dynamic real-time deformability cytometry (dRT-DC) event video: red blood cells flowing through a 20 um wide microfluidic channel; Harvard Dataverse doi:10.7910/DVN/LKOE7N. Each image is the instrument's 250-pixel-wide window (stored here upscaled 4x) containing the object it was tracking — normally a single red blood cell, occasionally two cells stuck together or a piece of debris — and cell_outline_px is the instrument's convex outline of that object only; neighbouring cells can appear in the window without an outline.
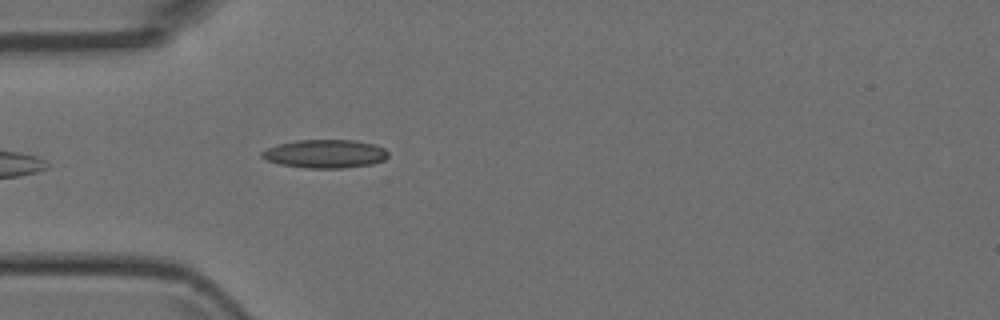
{"species": "Egyptian fruit bat (a non-hibernating species)", "species_latin": "Rousettus aegyptiacus", "temperature_condition": "room temperature", "stored_images_in_passage": 3, "camera_frame_rate_fps": 3000, "um_per_image_px": 0.085, "animal": {"sex": "female"}, "frame": {"image": 1, "passage_image": 3, "time_ms": 0.667, "image_size_px": [1000, 320], "cell_outline_px": [[388, 156], [384, 160], [372, 164], [344, 168], [308, 168], [280, 164], [268, 160], [260, 156], [260, 152], [276, 144], [296, 140], [356, 140], [372, 144], [384, 148], [388, 152]], "centroid_in_image_um": [27.63, 13.07], "position_along_channel_um": 57.4, "area_um2": 20.92}}